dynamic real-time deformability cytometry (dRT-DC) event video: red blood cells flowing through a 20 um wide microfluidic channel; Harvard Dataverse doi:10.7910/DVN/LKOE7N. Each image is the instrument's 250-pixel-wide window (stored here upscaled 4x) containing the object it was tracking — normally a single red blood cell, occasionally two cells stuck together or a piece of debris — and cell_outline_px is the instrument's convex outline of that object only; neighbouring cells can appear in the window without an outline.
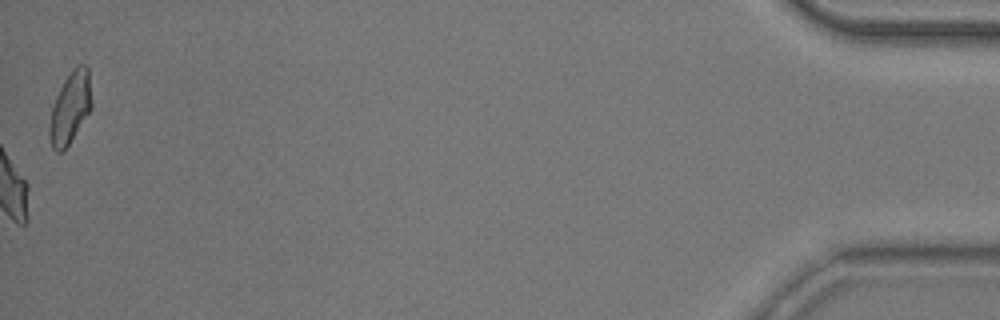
{"species": "common noctule bat (a hibernating species)", "species_latin": "Nyctalus noctula", "temperature_condition": "room temperature", "stored_images_in_passage": 40, "camera_frame_rate_fps": 3000, "um_per_image_px": 0.085, "animal": {"sex": "male", "body_mass_g": 20.5, "forearm_length_mm": 52.5}, "frame": {"image": 1, "passage_image": 40, "time_ms": 13.0, "image_size_px": [1000, 320], "cell_outline_px": [[92, 108], [68, 144], [60, 152], [56, 152], [52, 148], [48, 136], [48, 128], [52, 108], [56, 96], [64, 80], [76, 64], [84, 64], [88, 68], [92, 104]], "centroid_in_image_um": [5.96, 9.14], "position_along_channel_um": 429.2, "area_um2": 17.46}, "authors_computed_cell_mechanics": {"area_um2": 19.363, "velocity_mm_per_s": 3.787, "shape_relaxation_time_tau1_ms": 4.6652, "shape_relaxation_time_tau2_ms": 3.3009, "deformation_change_tau1": 0.15, "deformation_change_tau2": 0.0875}}